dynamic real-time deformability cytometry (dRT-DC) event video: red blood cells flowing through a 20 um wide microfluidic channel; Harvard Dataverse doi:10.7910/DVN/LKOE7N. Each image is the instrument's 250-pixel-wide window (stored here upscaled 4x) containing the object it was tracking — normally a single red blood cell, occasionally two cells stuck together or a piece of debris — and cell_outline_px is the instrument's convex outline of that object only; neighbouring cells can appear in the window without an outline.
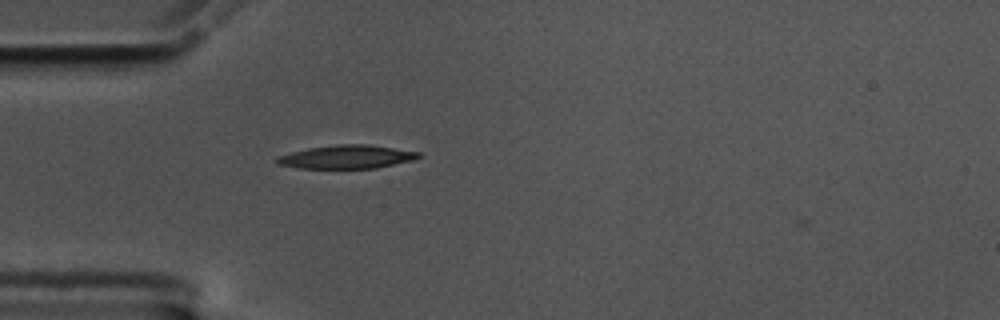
{"species": "common noctule bat (a hibernating species)", "species_latin": "Nyctalus noctula", "temperature_condition": "cold", "stored_images_in_passage": 41, "camera_frame_rate_fps": 3000, "um_per_image_px": 0.085, "animal": {"sex": "male", "body_mass_g": 17.5, "forearm_length_mm": 52.3}, "frame": {"image": 1, "passage_image": 1, "time_ms": 0.0, "image_size_px": [1000, 320], "cell_outline_px": [[420, 156], [416, 160], [376, 168], [300, 168], [276, 164], [276, 160], [280, 156], [292, 152], [308, 148], [340, 144], [368, 144], [420, 152]], "centroid_in_image_um": [29.52, 13.33], "position_along_channel_um": 55.5, "area_um2": 19.25}}
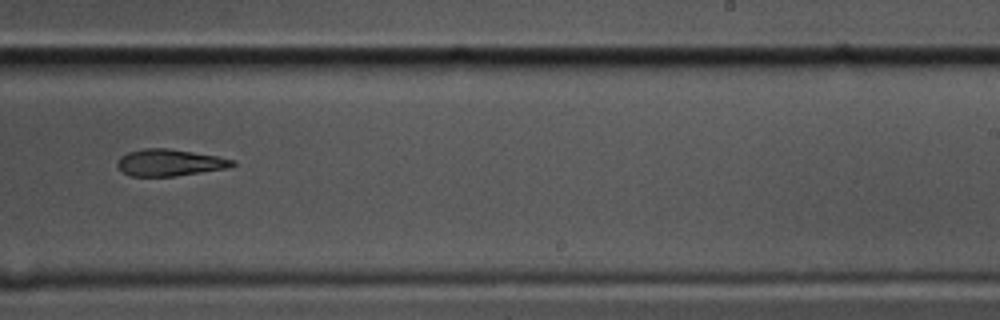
{"frame": {"image": 2, "passage_image": 20, "time_ms": 6.333, "image_size_px": [1000, 320], "cell_outline_px": [[236, 164], [228, 168], [172, 176], [132, 176], [124, 172], [116, 164], [120, 156], [128, 152], [144, 148], [168, 148], [216, 156], [232, 160]], "centroid_in_image_um": [14.39, 13.81], "position_along_channel_um": 274.6, "area_um2": 17.63}}
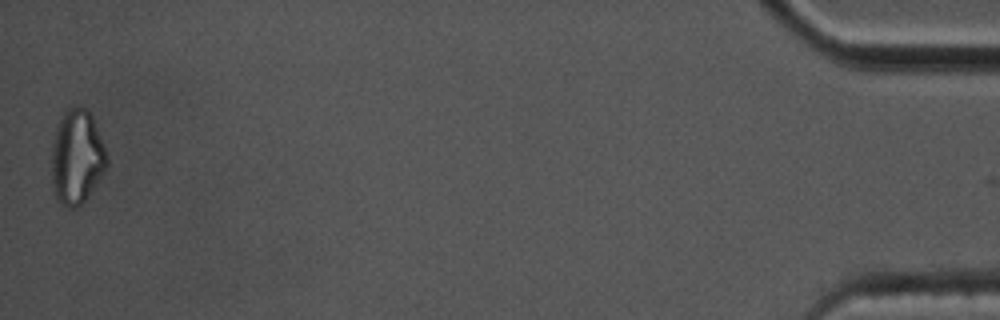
{"frame": {"image": 3, "passage_image": 41, "time_ms": 13.333, "image_size_px": [1000, 320], "cell_outline_px": [[108, 164], [104, 172], [88, 196], [76, 208], [68, 208], [60, 204], [56, 200], [52, 192], [52, 144], [56, 128], [64, 112], [68, 108], [84, 108], [92, 116], [104, 148], [108, 160]], "centroid_in_image_um": [6.5, 13.41], "position_along_channel_um": 428.7, "area_um2": 30.17}}